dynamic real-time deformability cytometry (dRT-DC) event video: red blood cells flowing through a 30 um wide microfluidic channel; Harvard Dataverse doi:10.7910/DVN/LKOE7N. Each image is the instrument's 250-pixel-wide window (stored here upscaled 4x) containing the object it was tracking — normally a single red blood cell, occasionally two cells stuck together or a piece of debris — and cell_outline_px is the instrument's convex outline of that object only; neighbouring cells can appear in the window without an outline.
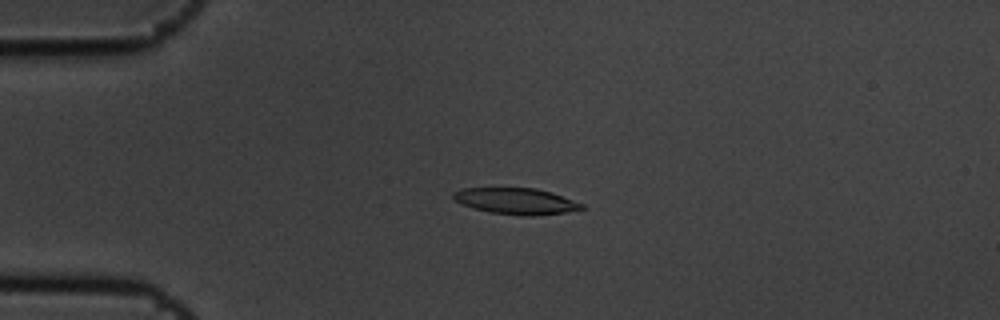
{"species": "common noctule bat (a hibernating species)", "species_latin": "Nyctalus noctula", "temperature_condition": "cold", "stored_images_in_passage": 5, "camera_frame_rate_fps": 3000, "um_per_image_px": 0.085, "animal": {"sex": "male", "body_mass_g": 19.5, "forearm_length_mm": 54.6}, "frame": {"image": 1, "passage_image": 4, "time_ms": 1.0, "image_size_px": [1000, 320], "cell_outline_px": [[588, 208], [564, 212], [536, 216], [524, 216], [488, 212], [460, 204], [452, 196], [452, 192], [460, 188], [536, 188], [552, 192], [584, 204]], "centroid_in_image_um": [43.87, 17.09], "position_along_channel_um": 41.1, "area_um2": 19.83}}